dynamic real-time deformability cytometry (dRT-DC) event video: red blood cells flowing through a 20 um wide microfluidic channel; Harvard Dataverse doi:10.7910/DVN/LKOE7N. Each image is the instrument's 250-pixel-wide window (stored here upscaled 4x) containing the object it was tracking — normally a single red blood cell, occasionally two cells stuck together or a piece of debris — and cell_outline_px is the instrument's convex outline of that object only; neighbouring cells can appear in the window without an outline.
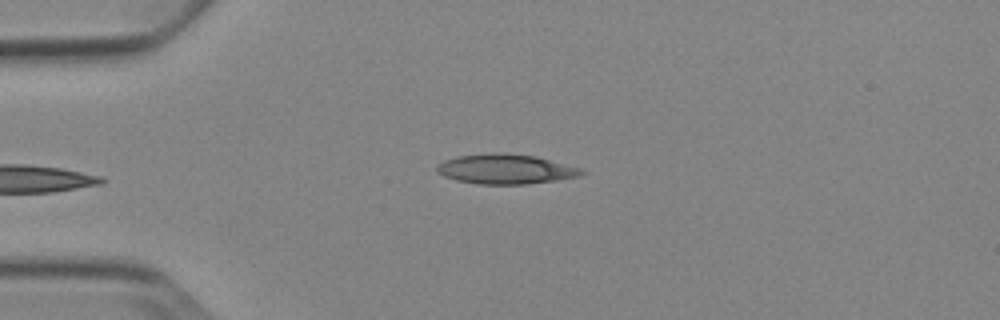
{"species": "Egyptian fruit bat (a non-hibernating species)", "species_latin": "Rousettus aegyptiacus", "temperature_condition": "cold", "stored_images_in_passage": 36, "camera_frame_rate_fps": 3000, "um_per_image_px": 0.085, "animal": {"sex": "female"}, "frame": {"image": 1, "passage_image": 1, "time_ms": 0.0, "image_size_px": [1000, 320], "cell_outline_px": [[588, 172], [580, 176], [556, 180], [528, 184], [480, 184], [456, 180], [444, 176], [436, 172], [436, 164], [444, 160], [456, 156], [488, 152], [500, 152], [536, 156], [580, 168]], "centroid_in_image_um": [42.95, 14.36], "position_along_channel_um": 42.1, "area_um2": 25.37}}
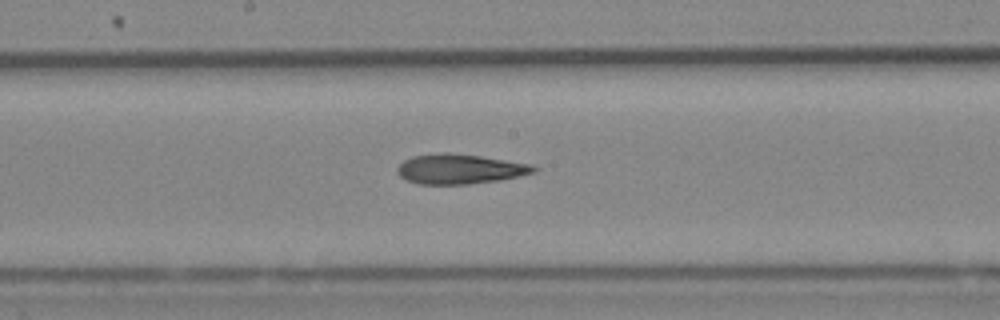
{"frame": {"image": 2, "passage_image": 16, "time_ms": 5.0, "image_size_px": [1000, 320], "cell_outline_px": [[536, 172], [496, 180], [468, 184], [416, 184], [400, 176], [396, 172], [396, 168], [404, 160], [412, 156], [440, 152], [448, 152], [480, 156], [532, 164], [536, 168]], "centroid_in_image_um": [39.03, 14.35], "position_along_channel_um": 209.2, "area_um2": 23.58}}
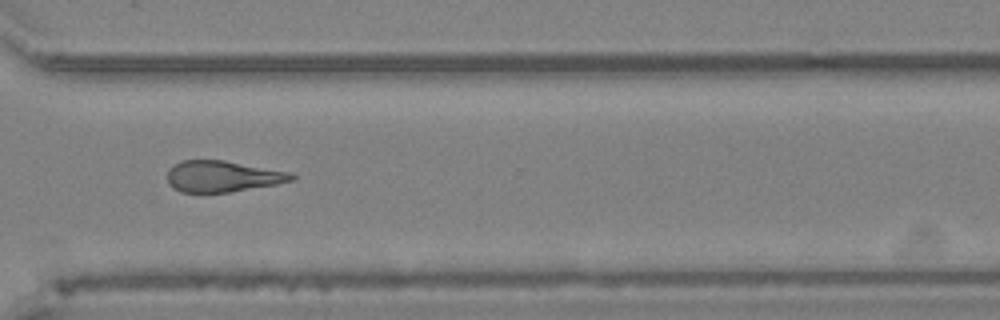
{"frame": {"image": 3, "passage_image": 27, "time_ms": 8.667, "image_size_px": [1000, 320], "cell_outline_px": [[296, 180], [276, 184], [228, 192], [180, 192], [172, 188], [168, 184], [168, 172], [176, 164], [184, 160], [224, 160], [292, 172], [296, 176]], "centroid_in_image_um": [18.96, 14.99], "position_along_channel_um": 351.6, "area_um2": 22.54}, "authors_computed_cell_mechanics": {"area_um2": 23.2934, "velocity_mm_per_s": 3.885, "shape_relaxation_time_tau1_ms": 8.3454, "shape_relaxation_time_tau2_ms": 7.7934, "deformation_change_tau1": 0.1769, "deformation_change_tau2": 0.2123}}